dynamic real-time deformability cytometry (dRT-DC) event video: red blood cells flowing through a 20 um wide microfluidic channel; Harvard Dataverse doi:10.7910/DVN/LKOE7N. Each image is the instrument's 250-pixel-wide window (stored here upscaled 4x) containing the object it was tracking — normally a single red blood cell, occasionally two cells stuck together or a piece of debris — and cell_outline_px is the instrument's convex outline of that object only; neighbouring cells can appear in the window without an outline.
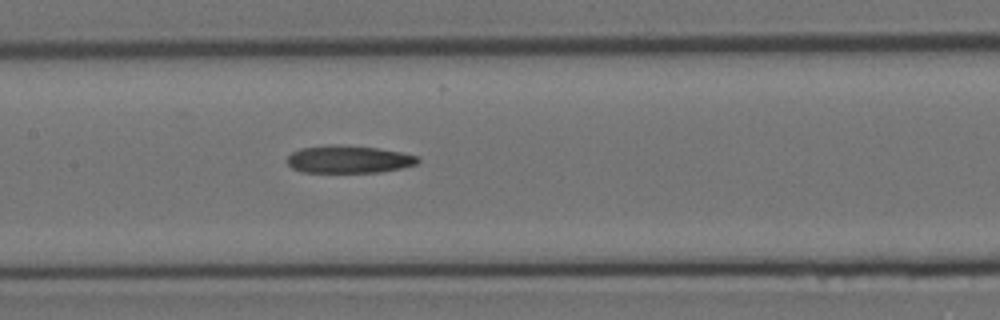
{"species": "Egyptian fruit bat (a non-hibernating species)", "species_latin": "Rousettus aegyptiacus", "temperature_condition": "room temperature", "stored_images_in_passage": 10, "segment_of_instrument_passage": [1, 2], "camera_frame_rate_fps": 3000, "um_per_image_px": 0.085, "animal": {"sex": "female"}, "frame": {"image": 1, "passage_image": 9, "time_ms": 2.667, "image_size_px": [1000, 320], "cell_outline_px": [[420, 160], [416, 164], [400, 168], [380, 172], [304, 172], [292, 168], [288, 164], [288, 156], [292, 152], [300, 148], [328, 144], [340, 144], [376, 148], [404, 152], [420, 156]], "centroid_in_image_um": [29.65, 13.53], "position_along_channel_um": 177.7, "area_um2": 21.15}}